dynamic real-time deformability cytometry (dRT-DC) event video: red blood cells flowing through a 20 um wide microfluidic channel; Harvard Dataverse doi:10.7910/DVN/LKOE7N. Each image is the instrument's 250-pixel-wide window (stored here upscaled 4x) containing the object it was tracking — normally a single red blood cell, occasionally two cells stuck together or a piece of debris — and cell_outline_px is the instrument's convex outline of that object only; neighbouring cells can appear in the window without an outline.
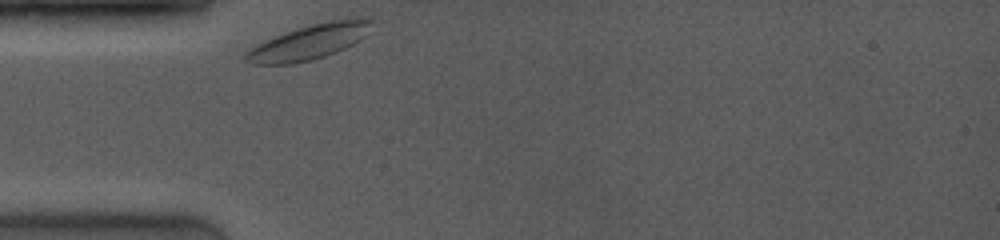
{"species": "common noctule bat (a hibernating species)", "species_latin": "Nyctalus noctula", "temperature_condition": "room temperature", "stored_images_in_passage": 24, "camera_frame_rate_fps": 4000, "um_per_image_px": 0.085, "animal": {"sex": "female", "body_mass_g": 19.0, "forearm_length_mm": 53.3}, "frame": {"image": 1, "passage_image": 1, "time_ms": 0.0, "image_size_px": [1000, 240], "cell_outline_px": [[372, 20], [364, 36], [360, 40], [336, 52], [312, 60], [292, 64], [252, 64], [244, 60], [244, 52], [256, 44], [276, 36], [312, 24], [332, 20], [360, 16], [364, 16]], "centroid_in_image_um": [26.27, 3.57], "position_along_channel_um": 58.7, "area_um2": 25.37}}